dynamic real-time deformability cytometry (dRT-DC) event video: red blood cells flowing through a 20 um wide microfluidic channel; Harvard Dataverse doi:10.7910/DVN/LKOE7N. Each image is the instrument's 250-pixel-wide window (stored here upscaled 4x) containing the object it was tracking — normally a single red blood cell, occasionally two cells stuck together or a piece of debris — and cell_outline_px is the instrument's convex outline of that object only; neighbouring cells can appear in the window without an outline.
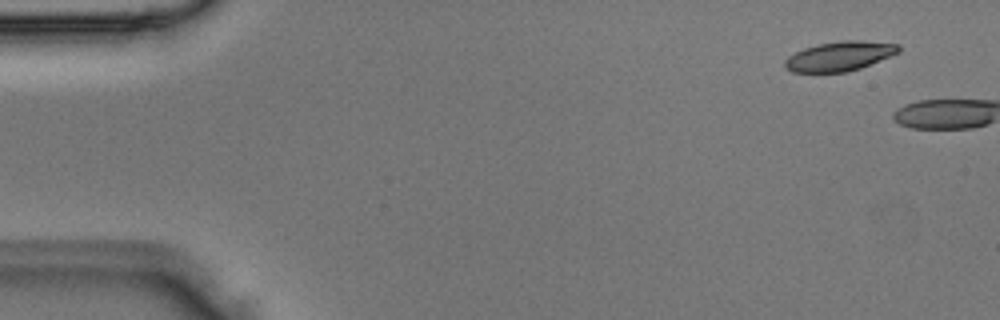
{"species": "Egyptian fruit bat (a non-hibernating species)", "species_latin": "Rousettus aegyptiacus", "temperature_condition": "room temperature", "stored_images_in_passage": 2, "camera_frame_rate_fps": 3000, "um_per_image_px": 0.085, "animal": {"sex": "male"}, "frame": {"image": 1, "passage_image": 1, "time_ms": 0.0, "image_size_px": [1000, 320], "cell_outline_px": [[900, 52], [860, 68], [848, 72], [792, 72], [784, 68], [784, 60], [788, 56], [804, 48], [820, 44], [844, 40], [860, 40], [900, 44]], "centroid_in_image_um": [71.36, 4.78], "position_along_channel_um": 13.6, "area_um2": 19.54}}